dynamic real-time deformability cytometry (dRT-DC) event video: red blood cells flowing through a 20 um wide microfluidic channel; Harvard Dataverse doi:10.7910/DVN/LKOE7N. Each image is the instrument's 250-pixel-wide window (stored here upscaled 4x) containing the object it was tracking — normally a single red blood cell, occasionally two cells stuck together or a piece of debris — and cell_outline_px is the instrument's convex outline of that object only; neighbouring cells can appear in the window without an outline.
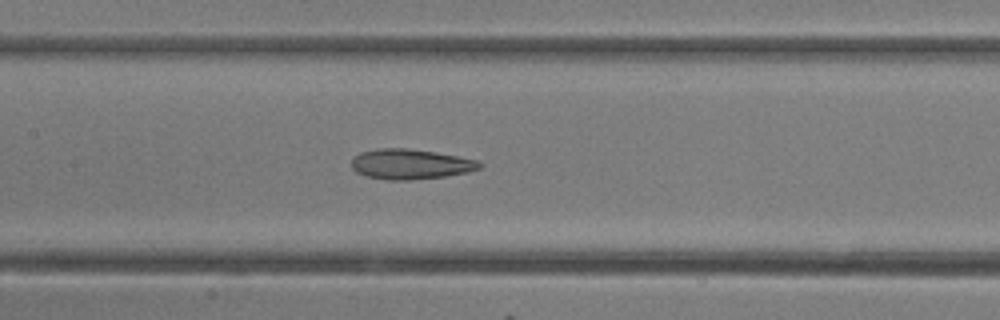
{"species": "common noctule bat (a hibernating species)", "species_latin": "Nyctalus noctula", "temperature_condition": "room temperature", "stored_images_in_passage": 11, "camera_frame_rate_fps": 3000, "um_per_image_px": 0.085, "animal": {"sex": "female"}, "frame": {"image": 1, "passage_image": 7, "time_ms": 2.0, "image_size_px": [1000, 320], "cell_outline_px": [[484, 164], [480, 168], [468, 172], [444, 176], [412, 180], [388, 180], [368, 176], [356, 172], [352, 168], [352, 160], [360, 152], [376, 148], [408, 148], [436, 152], [476, 160]], "centroid_in_image_um": [34.88, 13.95], "position_along_channel_um": 172.5, "area_um2": 22.43}}
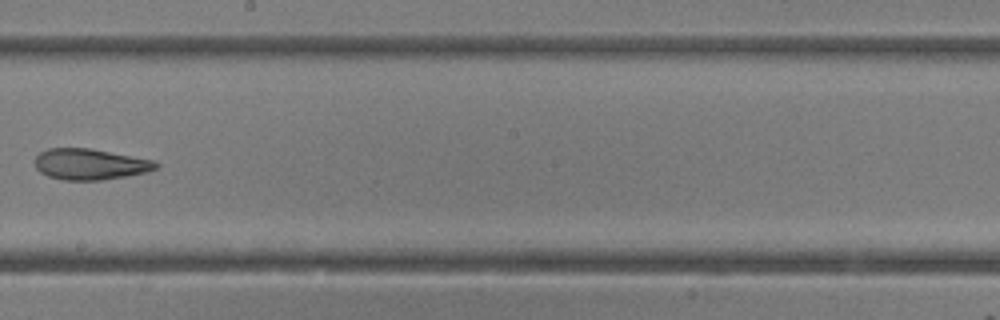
{"frame": {"image": 2, "passage_image": 10, "time_ms": 3.0, "image_size_px": [1000, 320], "cell_outline_px": [[160, 164], [156, 168], [144, 172], [128, 176], [100, 180], [64, 180], [48, 176], [40, 172], [36, 168], [36, 156], [40, 152], [48, 148], [92, 148], [156, 160]], "centroid_in_image_um": [7.68, 13.95], "position_along_channel_um": 240.5, "area_um2": 21.96}}